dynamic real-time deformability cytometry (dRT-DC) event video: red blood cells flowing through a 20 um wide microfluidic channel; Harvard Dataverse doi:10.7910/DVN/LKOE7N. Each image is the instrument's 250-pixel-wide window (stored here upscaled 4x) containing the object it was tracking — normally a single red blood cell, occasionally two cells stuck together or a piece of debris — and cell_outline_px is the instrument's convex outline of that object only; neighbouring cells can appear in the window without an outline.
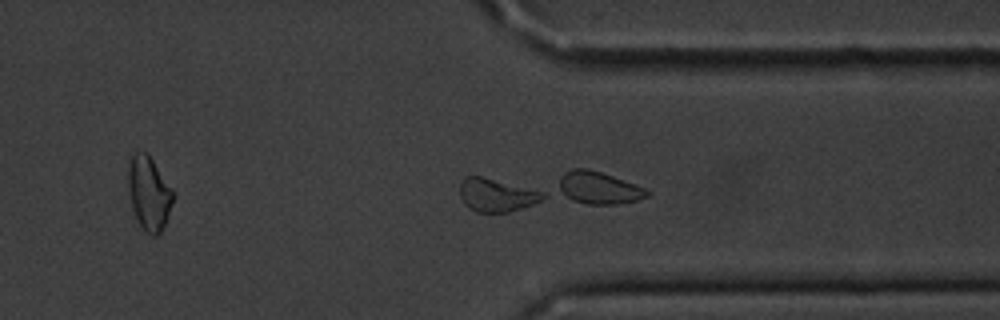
{"species": "common noctule bat (a hibernating species)", "species_latin": "Nyctalus noctula", "temperature_condition": "cold", "stored_images_in_passage": 54, "segment_of_instrument_passage": [2, 2], "camera_frame_rate_fps": 3000, "um_per_image_px": 0.085, "animal": {"sex": "male", "body_mass_g": 20.1, "forearm_length_mm": 53.5}, "frame": {"image": 1, "passage_image": 41, "time_ms": 13.333, "image_size_px": [1000, 320], "cell_outline_px": [[544, 196], [540, 200], [532, 204], [508, 212], [476, 212], [468, 208], [464, 204], [460, 196], [460, 184], [464, 176], [480, 176], [544, 192]], "centroid_in_image_um": [42.13, 16.58], "position_along_channel_um": 369.3, "area_um2": 15.72}}